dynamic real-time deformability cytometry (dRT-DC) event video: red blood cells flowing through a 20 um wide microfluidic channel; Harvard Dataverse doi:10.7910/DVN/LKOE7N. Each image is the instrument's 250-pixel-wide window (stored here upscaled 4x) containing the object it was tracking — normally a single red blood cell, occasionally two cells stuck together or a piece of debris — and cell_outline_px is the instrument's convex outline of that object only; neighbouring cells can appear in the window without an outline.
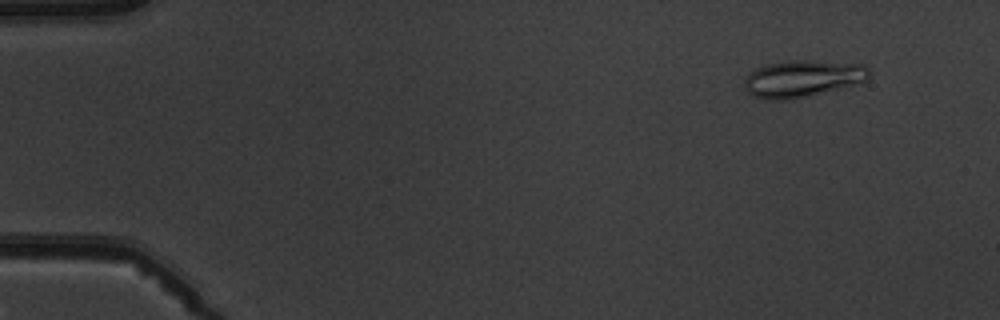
{"species": "common noctule bat (a hibernating species)", "species_latin": "Nyctalus noctula", "temperature_condition": "warm", "stored_images_in_passage": 5, "camera_frame_rate_fps": 3000, "um_per_image_px": 0.085, "animal": {"sex": "male", "body_mass_g": 19.5, "forearm_length_mm": 54.6}, "frame": {"image": 1, "passage_image": 5, "time_ms": 5.667, "image_size_px": [1000, 320], "cell_outline_px": [[868, 80], [840, 88], [788, 100], [768, 100], [756, 96], [748, 92], [744, 88], [744, 80], [756, 68], [764, 64], [792, 60], [812, 60], [864, 64], [868, 68]], "centroid_in_image_um": [68.21, 6.67], "position_along_channel_um": 16.8, "area_um2": 26.65}}